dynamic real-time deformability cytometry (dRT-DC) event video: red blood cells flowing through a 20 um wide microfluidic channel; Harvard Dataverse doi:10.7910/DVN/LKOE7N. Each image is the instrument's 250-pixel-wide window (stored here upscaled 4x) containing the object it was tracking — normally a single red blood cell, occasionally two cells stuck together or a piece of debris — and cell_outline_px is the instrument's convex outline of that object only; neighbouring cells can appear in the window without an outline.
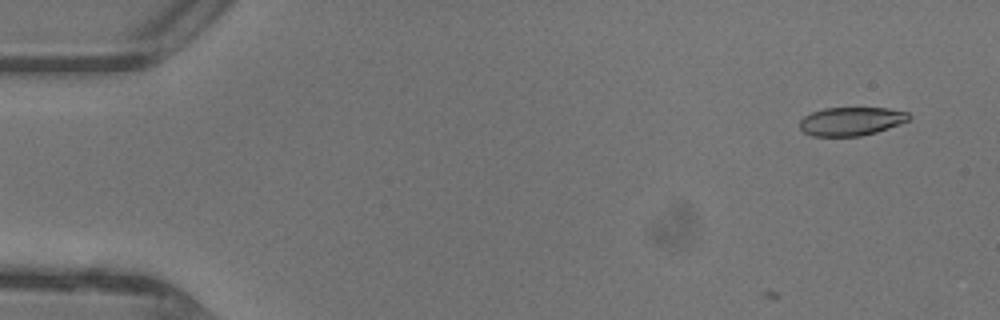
{"species": "common noctule bat (a hibernating species)", "species_latin": "Nyctalus noctula", "temperature_condition": "warm", "stored_images_in_passage": 3, "camera_frame_rate_fps": 3000, "um_per_image_px": 0.085, "animal": {"sex": "female"}, "frame": {"image": 1, "passage_image": 3, "time_ms": 0.667, "image_size_px": [1000, 320], "cell_outline_px": [[912, 116], [908, 120], [900, 124], [876, 132], [860, 136], [812, 136], [804, 132], [800, 128], [800, 120], [804, 116], [812, 112], [824, 108], [888, 108], [908, 112]], "centroid_in_image_um": [72.36, 10.31], "position_along_channel_um": 12.6, "area_um2": 18.15}}